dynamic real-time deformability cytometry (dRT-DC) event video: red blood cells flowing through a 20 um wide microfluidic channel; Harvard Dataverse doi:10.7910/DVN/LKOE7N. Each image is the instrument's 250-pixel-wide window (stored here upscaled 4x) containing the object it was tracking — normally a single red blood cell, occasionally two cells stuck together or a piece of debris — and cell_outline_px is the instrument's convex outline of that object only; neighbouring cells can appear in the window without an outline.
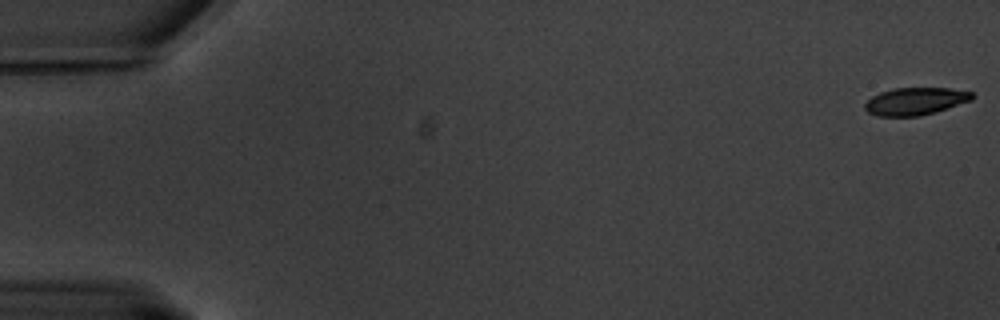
{"species": "common noctule bat (a hibernating species)", "species_latin": "Nyctalus noctula", "temperature_condition": "warm", "stored_images_in_passage": 62, "camera_frame_rate_fps": 3000, "um_per_image_px": 0.085, "animal": {"sex": "male", "body_mass_g": 20.1, "forearm_length_mm": 53.5}, "frame": {"image": 1, "passage_image": 1, "time_ms": 0.0, "image_size_px": [1000, 320], "cell_outline_px": [[976, 96], [972, 100], [936, 112], [920, 116], [876, 116], [868, 112], [864, 108], [864, 104], [872, 96], [880, 92], [892, 88], [948, 88], [972, 92]], "centroid_in_image_um": [77.81, 8.61], "position_along_channel_um": 7.2, "area_um2": 17.28}}
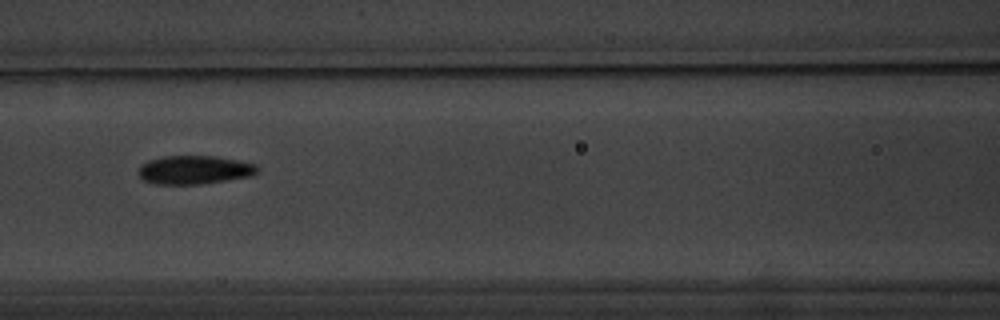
{"frame": {"image": 2, "passage_image": 28, "time_ms": 9.0, "image_size_px": [1000, 320], "cell_outline_px": [[260, 172], [252, 176], [200, 184], [156, 184], [144, 180], [140, 176], [140, 164], [148, 160], [160, 156], [216, 156], [256, 164], [260, 168]], "centroid_in_image_um": [16.56, 14.43], "position_along_channel_um": 150.0, "area_um2": 19.88}}
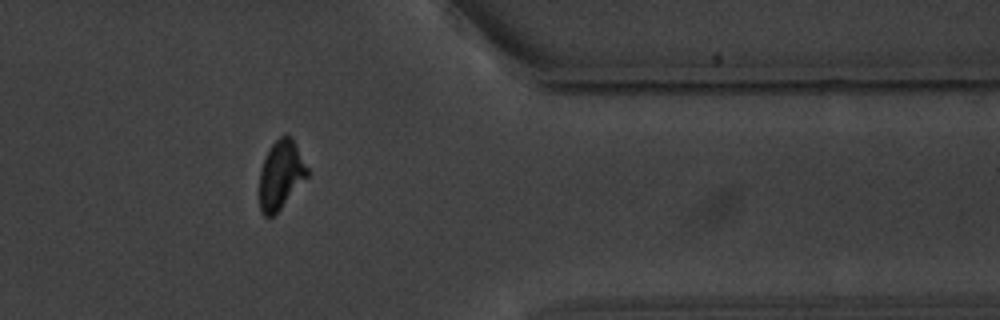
{"frame": {"image": 3, "passage_image": 51, "time_ms": 16.667, "image_size_px": [1000, 320], "cell_outline_px": [[308, 176], [280, 208], [272, 216], [264, 216], [260, 212], [260, 168], [272, 144], [280, 136], [292, 136], [308, 168]], "centroid_in_image_um": [23.87, 14.85], "position_along_channel_um": 387.5, "area_um2": 18.79}, "authors_computed_cell_mechanics": {"area_um2": 19.1607, "velocity_mm_per_s": 3.2932, "shape_relaxation_time_tau1_ms": 2.8864, "shape_relaxation_time_tau2_ms": 3.3316, "deformation_change_tau1": 0.1405, "deformation_change_tau2": 0.0458}}